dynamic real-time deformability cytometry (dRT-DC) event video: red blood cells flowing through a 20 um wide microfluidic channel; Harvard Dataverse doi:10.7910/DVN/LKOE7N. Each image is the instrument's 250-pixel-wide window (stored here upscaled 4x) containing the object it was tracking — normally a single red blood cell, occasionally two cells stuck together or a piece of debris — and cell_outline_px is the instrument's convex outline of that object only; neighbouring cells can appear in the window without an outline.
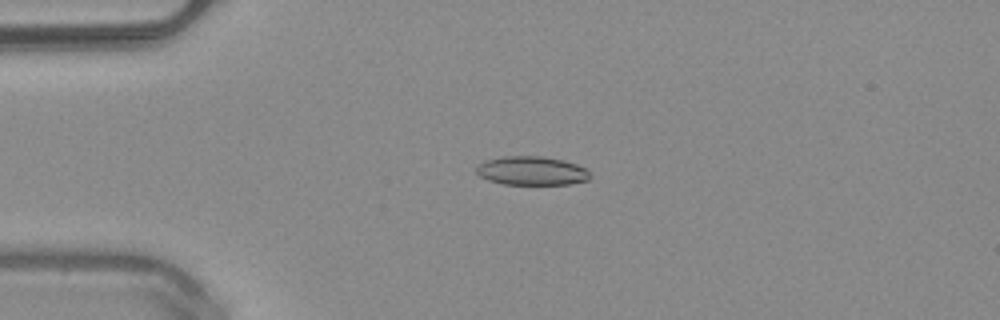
{"species": "common noctule bat (a hibernating species)", "species_latin": "Nyctalus noctula", "temperature_condition": "warm", "stored_images_in_passage": 51, "camera_frame_rate_fps": 3000, "um_per_image_px": 0.085, "animal": {"sex": "male", "body_mass_g": 20.4}, "frame": {"image": 1, "passage_image": 13, "time_ms": 4.0, "image_size_px": [1000, 320], "cell_outline_px": [[592, 176], [588, 180], [568, 184], [504, 184], [488, 180], [480, 176], [476, 172], [476, 164], [484, 160], [500, 156], [544, 156], [564, 160], [588, 168]], "centroid_in_image_um": [45.19, 14.5], "position_along_channel_um": 39.8, "area_um2": 19.42}}
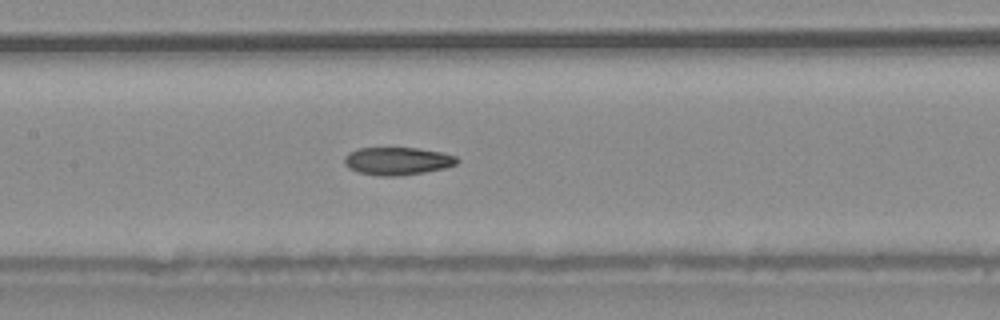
{"frame": {"image": 2, "passage_image": 25, "time_ms": 8.0, "image_size_px": [1000, 320], "cell_outline_px": [[460, 160], [456, 164], [444, 168], [424, 172], [396, 176], [380, 176], [360, 172], [348, 168], [344, 164], [344, 156], [348, 152], [356, 148], [416, 148], [444, 152], [456, 156]], "centroid_in_image_um": [33.77, 13.68], "position_along_channel_um": 173.6, "area_um2": 18.32}}
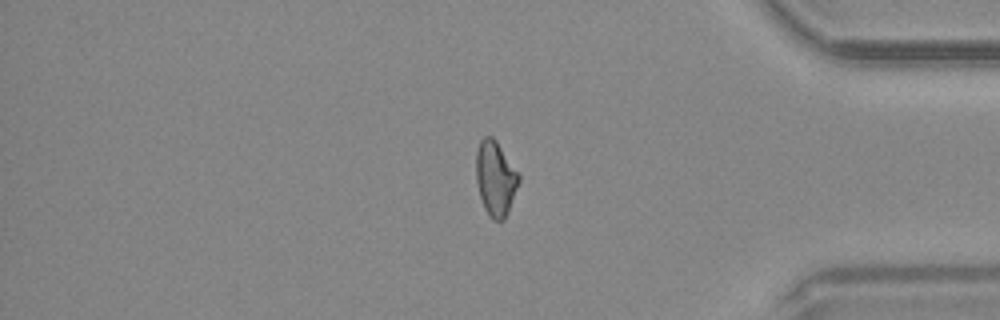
{"frame": {"image": 3, "passage_image": 43, "time_ms": 14.0, "image_size_px": [1000, 320], "cell_outline_px": [[520, 180], [508, 212], [504, 220], [492, 220], [484, 208], [480, 196], [476, 180], [476, 152], [480, 140], [484, 136], [492, 136], [496, 140], [520, 176]], "centroid_in_image_um": [42.1, 15.16], "position_along_channel_um": 393.1, "area_um2": 18.5}, "authors_computed_cell_mechanics": {"area_um2": 18.6694, "velocity_mm_per_s": 4.0649, "shape_relaxation_time_tau1_ms": null, "shape_relaxation_time_tau2_ms": 7.2471, "deformation_change_tau1": null, "deformation_change_tau2": 0.1715}}